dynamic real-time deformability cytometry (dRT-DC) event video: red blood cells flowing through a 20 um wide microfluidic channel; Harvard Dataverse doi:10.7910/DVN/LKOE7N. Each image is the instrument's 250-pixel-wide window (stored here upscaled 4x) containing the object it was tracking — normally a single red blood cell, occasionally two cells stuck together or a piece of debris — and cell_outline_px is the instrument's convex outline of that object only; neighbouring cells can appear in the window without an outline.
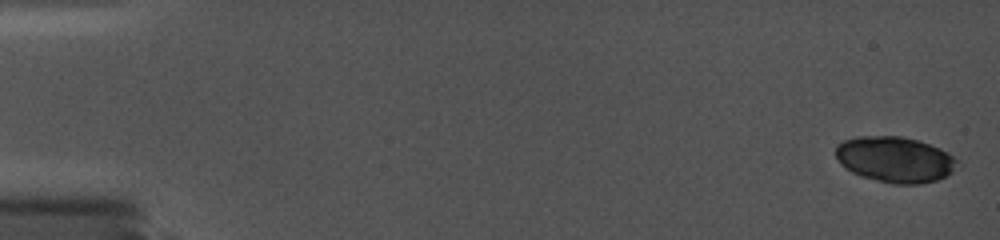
{"species": "common noctule bat (a hibernating species)", "species_latin": "Nyctalus noctula", "temperature_condition": "cold", "stored_images_in_passage": 17, "camera_frame_rate_fps": 5000, "um_per_image_px": 0.085, "animal": {"sex": "female", "body_mass_g": 19.0, "forearm_length_mm": 56.7}, "frame": {"image": 1, "passage_image": 1, "time_ms": 0.0, "image_size_px": [1000, 240], "cell_outline_px": [[956, 160], [952, 172], [936, 180], [920, 184], [892, 184], [860, 176], [852, 172], [840, 164], [836, 156], [836, 144], [844, 140], [856, 136], [900, 136], [916, 140], [940, 148], [948, 152]], "centroid_in_image_um": [76.02, 13.55], "position_along_channel_um": 9.0, "area_um2": 32.25}}